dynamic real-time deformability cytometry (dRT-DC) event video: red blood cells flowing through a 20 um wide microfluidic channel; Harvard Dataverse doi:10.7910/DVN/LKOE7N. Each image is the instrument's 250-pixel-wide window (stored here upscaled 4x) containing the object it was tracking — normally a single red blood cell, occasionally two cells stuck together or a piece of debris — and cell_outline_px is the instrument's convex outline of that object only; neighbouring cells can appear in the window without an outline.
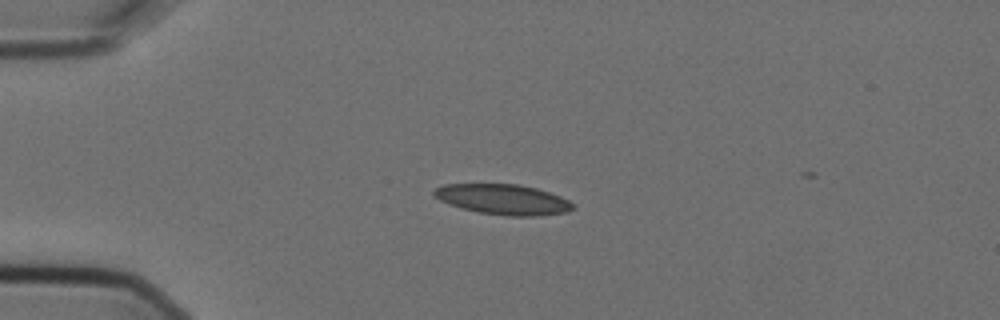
{"species": "Egyptian fruit bat (a non-hibernating species)", "species_latin": "Rousettus aegyptiacus", "temperature_condition": "cold", "stored_images_in_passage": 5, "camera_frame_rate_fps": 3000, "um_per_image_px": 0.085, "animal": {"sex": "female"}, "frame": {"image": 1, "passage_image": 3, "time_ms": 0.667, "image_size_px": [1000, 320], "cell_outline_px": [[576, 208], [568, 212], [536, 216], [508, 216], [480, 212], [460, 208], [448, 204], [432, 196], [432, 192], [436, 188], [444, 184], [520, 184], [536, 188], [560, 196], [576, 204]], "centroid_in_image_um": [42.78, 16.95], "position_along_channel_um": 42.2, "area_um2": 24.74}}
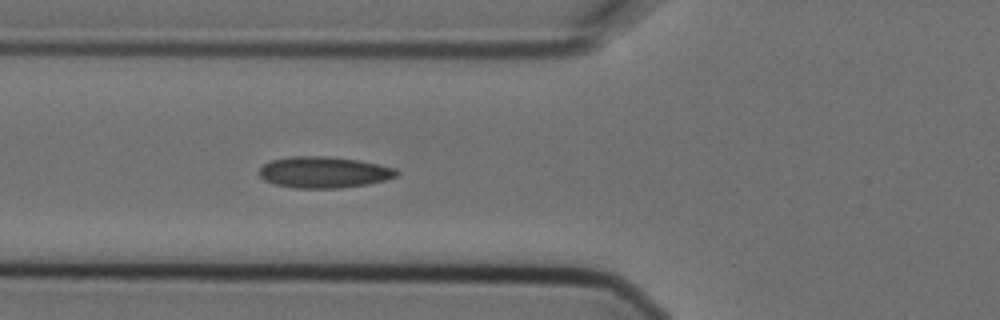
{"frame": {"image": 2, "passage_image": 5, "time_ms": 1.333, "image_size_px": [1000, 320], "cell_outline_px": [[400, 172], [396, 176], [384, 180], [368, 184], [340, 188], [296, 188], [272, 184], [264, 180], [260, 176], [260, 168], [264, 164], [272, 160], [292, 156], [328, 156], [356, 160], [396, 168]], "centroid_in_image_um": [27.51, 14.65], "position_along_channel_um": 98.3, "area_um2": 24.97}}